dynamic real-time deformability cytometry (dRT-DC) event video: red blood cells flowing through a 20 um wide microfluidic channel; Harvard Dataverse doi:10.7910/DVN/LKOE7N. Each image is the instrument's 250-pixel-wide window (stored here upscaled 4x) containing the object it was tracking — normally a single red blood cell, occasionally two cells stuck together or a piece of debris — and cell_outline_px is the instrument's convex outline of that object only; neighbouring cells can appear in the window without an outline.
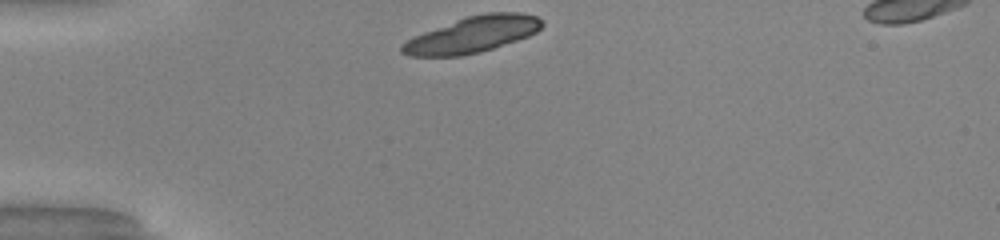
{"species": "common noctule bat (a hibernating species)", "species_latin": "Nyctalus noctula", "temperature_condition": "warm", "stored_images_in_passage": 29, "camera_frame_rate_fps": 3000, "um_per_image_px": 0.085, "animal": {"sex": "male", "body_mass_g": 20.0, "forearm_length_mm": 53.3}, "frame": {"image": 1, "passage_image": 1, "time_ms": 0.0, "image_size_px": [1000, 240], "cell_outline_px": [[544, 24], [536, 32], [528, 36], [480, 52], [460, 56], [408, 56], [400, 52], [400, 44], [424, 32], [456, 20], [468, 16], [484, 12], [524, 12], [536, 16], [544, 20]], "centroid_in_image_um": [40.18, 2.93], "position_along_channel_um": 44.8, "area_um2": 29.3}}